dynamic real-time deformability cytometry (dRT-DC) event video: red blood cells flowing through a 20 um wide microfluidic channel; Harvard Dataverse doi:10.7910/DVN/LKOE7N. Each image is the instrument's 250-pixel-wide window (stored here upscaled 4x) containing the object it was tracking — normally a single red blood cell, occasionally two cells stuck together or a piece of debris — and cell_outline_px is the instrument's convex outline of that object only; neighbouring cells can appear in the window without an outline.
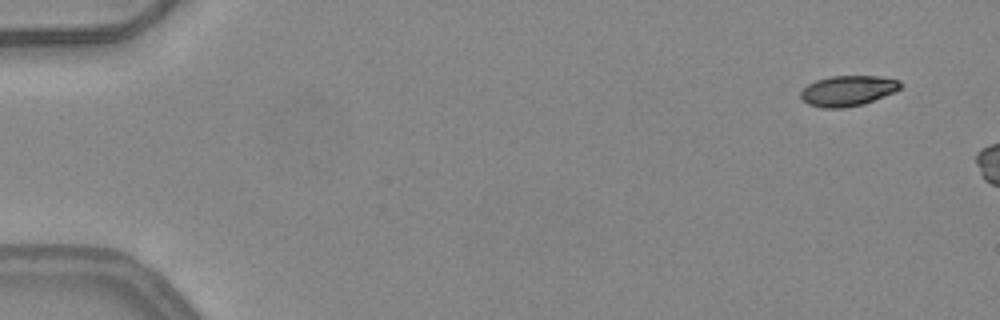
{"species": "common noctule bat (a hibernating species)", "species_latin": "Nyctalus noctula", "temperature_condition": "warm", "stored_images_in_passage": 3, "camera_frame_rate_fps": 3000, "um_per_image_px": 0.085, "animal": {"sex": "female", "body_mass_g": 24.6, "forearm_length_mm": 56.2}, "frame": {"image": 1, "passage_image": 1, "time_ms": 0.0, "image_size_px": [1000, 320], "cell_outline_px": [[900, 88], [896, 92], [864, 104], [844, 108], [824, 108], [808, 104], [800, 96], [800, 92], [808, 84], [816, 80], [832, 76], [876, 76], [900, 80]], "centroid_in_image_um": [72.08, 7.72], "position_along_channel_um": 12.9, "area_um2": 17.69}}